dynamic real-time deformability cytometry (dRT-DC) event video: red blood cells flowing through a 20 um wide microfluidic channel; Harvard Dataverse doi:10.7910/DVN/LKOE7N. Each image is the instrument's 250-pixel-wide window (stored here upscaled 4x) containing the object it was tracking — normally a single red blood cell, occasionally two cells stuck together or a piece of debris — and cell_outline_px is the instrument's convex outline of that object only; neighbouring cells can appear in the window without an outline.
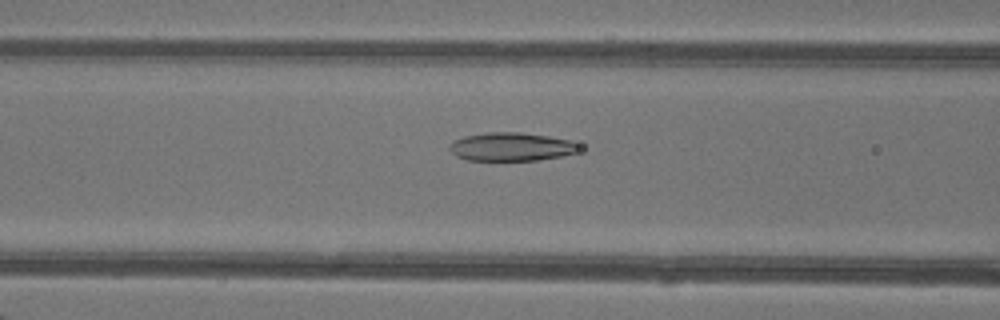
{"species": "common noctule bat (a hibernating species)", "species_latin": "Nyctalus noctula", "temperature_condition": "warm", "stored_images_in_passage": 48, "camera_frame_rate_fps": 3000, "um_per_image_px": 0.085, "animal": {"sex": "female"}, "frame": {"image": 1, "passage_image": 20, "time_ms": 6.333, "image_size_px": [1000, 320], "cell_outline_px": [[580, 148], [576, 152], [560, 156], [536, 160], [468, 160], [456, 156], [448, 148], [448, 144], [452, 140], [464, 136], [488, 132], [520, 132], [548, 136], [568, 140], [580, 144]], "centroid_in_image_um": [43.41, 12.46], "position_along_channel_um": 123.2, "area_um2": 21.44}}
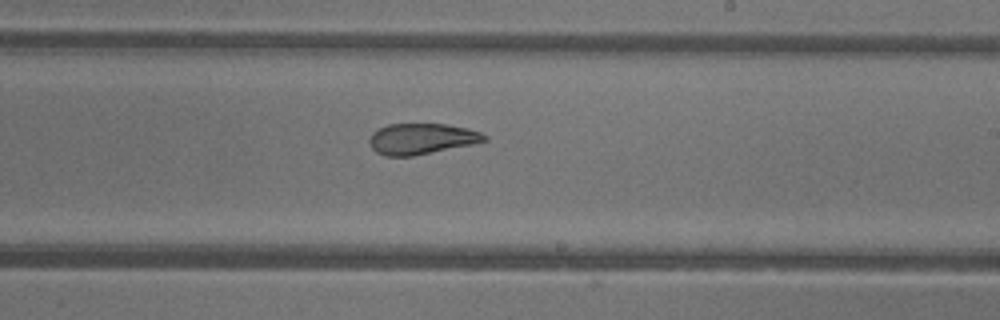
{"frame": {"image": 2, "passage_image": 29, "time_ms": 9.333, "image_size_px": [1000, 320], "cell_outline_px": [[488, 140], [476, 144], [412, 156], [384, 156], [376, 152], [368, 144], [368, 140], [372, 132], [388, 124], [448, 124], [468, 128], [480, 132], [488, 136]], "centroid_in_image_um": [35.85, 11.8], "position_along_channel_um": 253.1, "area_um2": 20.98}}
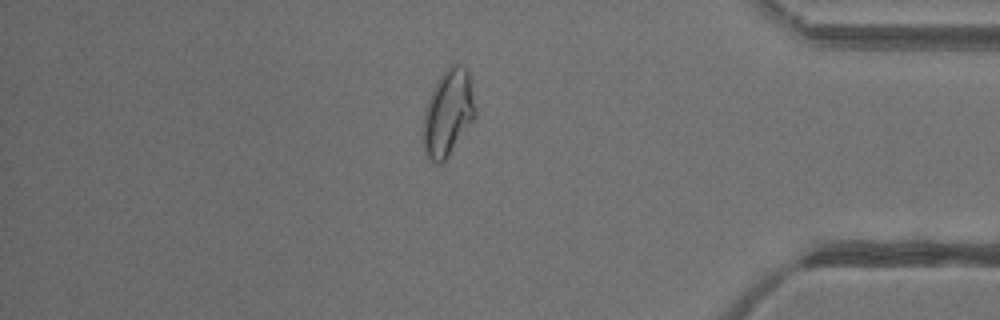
{"frame": {"image": 3, "passage_image": 41, "time_ms": 13.333, "image_size_px": [1000, 320], "cell_outline_px": [[476, 116], [444, 160], [440, 164], [436, 164], [424, 152], [424, 112], [432, 88], [440, 76], [452, 64], [460, 64], [468, 72], [476, 112]], "centroid_in_image_um": [38.08, 9.58], "position_along_channel_um": 397.1, "area_um2": 25.49}, "authors_computed_cell_mechanics": {"area_um2": 24.7384, "velocity_mm_per_s": 4.3415, "shape_relaxation_time_tau1_ms": null, "shape_relaxation_time_tau2_ms": 1.8434, "deformation_change_tau1": null, "deformation_change_tau2": 0.0855}}